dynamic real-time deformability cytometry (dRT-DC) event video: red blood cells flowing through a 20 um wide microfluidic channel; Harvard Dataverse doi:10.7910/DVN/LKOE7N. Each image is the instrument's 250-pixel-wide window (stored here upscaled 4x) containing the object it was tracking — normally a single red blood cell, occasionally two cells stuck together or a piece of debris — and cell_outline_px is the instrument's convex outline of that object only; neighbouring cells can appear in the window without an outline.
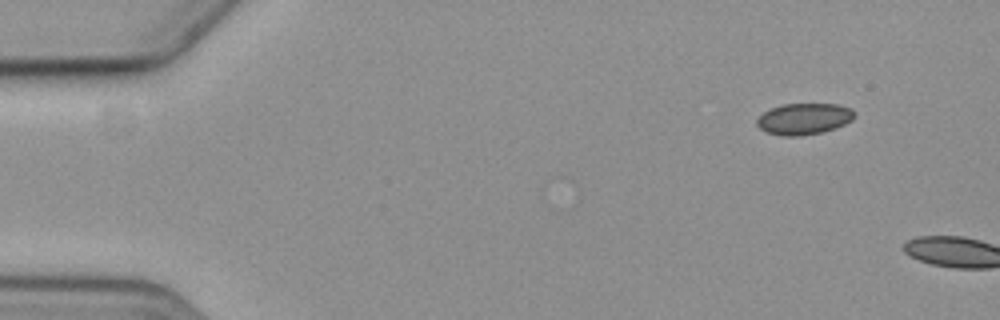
{"species": "common noctule bat (a hibernating species)", "species_latin": "Nyctalus noctula", "temperature_condition": "cold", "stored_images_in_passage": 2, "camera_frame_rate_fps": 3000, "um_per_image_px": 0.085, "animal": {"sex": "female", "body_mass_g": 19.3, "forearm_length_mm": 54.1}, "frame": {"image": 1, "passage_image": 1, "time_ms": 0.0, "image_size_px": [1000, 320], "cell_outline_px": [[856, 116], [852, 120], [836, 128], [824, 132], [800, 136], [784, 136], [768, 132], [760, 128], [756, 124], [756, 120], [764, 112], [780, 104], [840, 104], [852, 108], [856, 112]], "centroid_in_image_um": [68.39, 10.09], "position_along_channel_um": 16.6, "area_um2": 17.98}}